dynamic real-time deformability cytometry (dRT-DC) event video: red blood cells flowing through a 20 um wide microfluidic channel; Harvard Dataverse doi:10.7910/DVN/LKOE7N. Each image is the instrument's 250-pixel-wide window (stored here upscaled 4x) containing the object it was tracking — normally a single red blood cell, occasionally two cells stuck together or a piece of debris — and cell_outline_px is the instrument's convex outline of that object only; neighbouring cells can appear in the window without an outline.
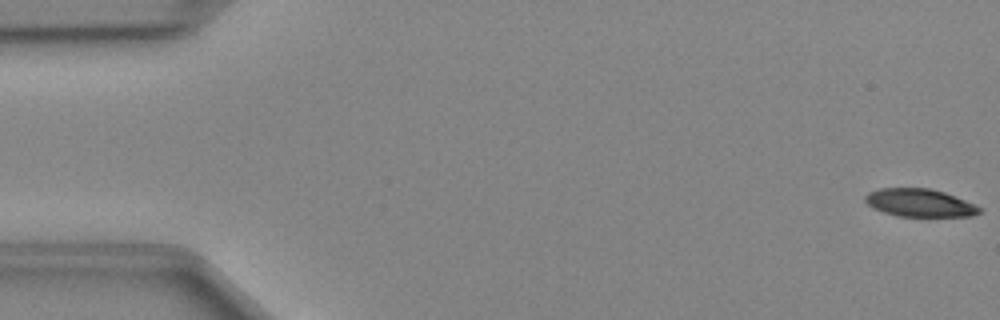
{"species": "Egyptian fruit bat (a non-hibernating species)", "species_latin": "Rousettus aegyptiacus", "temperature_condition": "cold", "stored_images_in_passage": 48, "camera_frame_rate_fps": 3000, "um_per_image_px": 0.085, "animal": {"sex": "female"}, "frame": {"image": 1, "passage_image": 1, "time_ms": 0.0, "image_size_px": [1000, 320], "cell_outline_px": [[984, 208], [980, 212], [972, 216], [896, 216], [872, 208], [864, 200], [864, 196], [868, 192], [880, 188], [928, 188], [944, 192]], "centroid_in_image_um": [78.15, 17.24], "position_along_channel_um": 6.8, "area_um2": 18.55}}
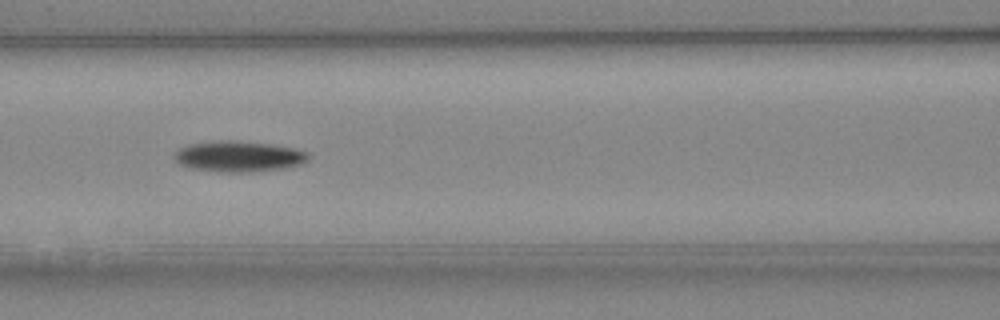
{"frame": {"image": 2, "passage_image": 21, "time_ms": 6.667, "image_size_px": [1000, 320], "cell_outline_px": [[308, 160], [300, 164], [280, 168], [252, 172], [220, 172], [188, 168], [180, 164], [172, 156], [180, 148], [188, 144], [220, 140], [232, 140], [272, 144], [292, 148], [308, 152]], "centroid_in_image_um": [20.24, 13.29], "position_along_channel_um": 146.4, "area_um2": 23.99}}
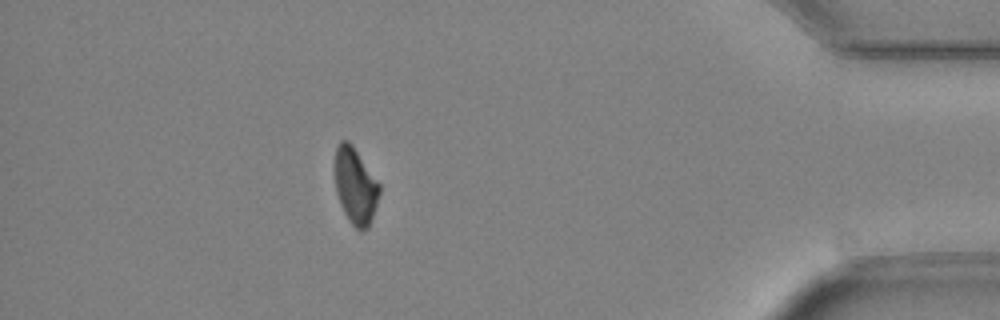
{"frame": {"image": 3, "passage_image": 43, "time_ms": 14.0, "image_size_px": [1000, 320], "cell_outline_px": [[380, 192], [368, 228], [360, 232], [348, 220], [340, 204], [336, 192], [336, 148], [340, 140], [348, 140], [352, 144], [380, 184]], "centroid_in_image_um": [30.21, 15.81], "position_along_channel_um": 405.0, "area_um2": 19.54}}